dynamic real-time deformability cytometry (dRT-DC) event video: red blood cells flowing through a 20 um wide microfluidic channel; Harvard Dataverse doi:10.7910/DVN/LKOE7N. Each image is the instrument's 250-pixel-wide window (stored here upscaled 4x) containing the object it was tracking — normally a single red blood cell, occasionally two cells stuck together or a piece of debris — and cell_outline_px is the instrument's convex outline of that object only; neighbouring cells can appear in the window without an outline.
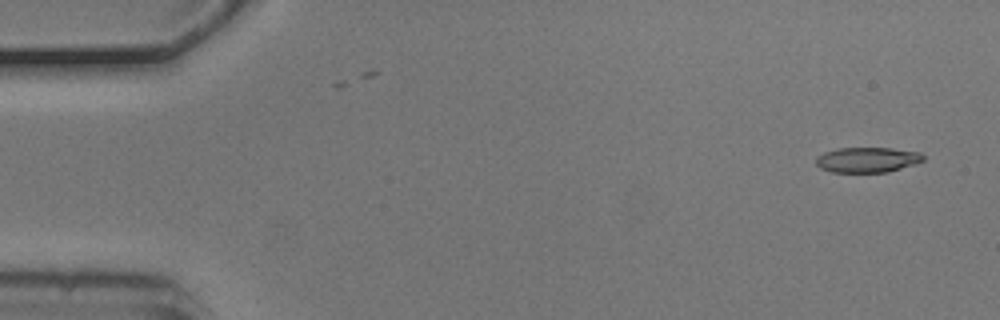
{"species": "common noctule bat (a hibernating species)", "species_latin": "Nyctalus noctula", "temperature_condition": "cold", "stored_images_in_passage": 4, "camera_frame_rate_fps": 3000, "um_per_image_px": 0.085, "animal": {"sex": "male", "body_mass_g": 20.5, "forearm_length_mm": 52.5}, "frame": {"image": 1, "passage_image": 1, "time_ms": 0.0, "image_size_px": [1000, 320], "cell_outline_px": [[924, 160], [916, 164], [888, 172], [832, 172], [820, 168], [816, 164], [816, 156], [824, 152], [836, 148], [892, 148], [920, 152], [924, 156]], "centroid_in_image_um": [73.72, 13.58], "position_along_channel_um": 11.3, "area_um2": 15.9}}
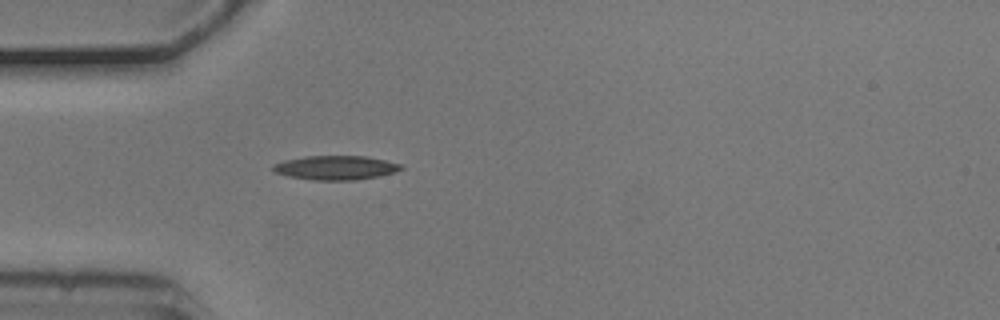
{"frame": {"image": 2, "passage_image": 4, "time_ms": 1.0, "image_size_px": [1000, 320], "cell_outline_px": [[404, 168], [396, 172], [380, 176], [356, 180], [312, 180], [288, 176], [272, 172], [272, 164], [284, 160], [304, 156], [368, 156], [404, 164]], "centroid_in_image_um": [28.55, 14.25], "position_along_channel_um": 56.4, "area_um2": 18.38}}